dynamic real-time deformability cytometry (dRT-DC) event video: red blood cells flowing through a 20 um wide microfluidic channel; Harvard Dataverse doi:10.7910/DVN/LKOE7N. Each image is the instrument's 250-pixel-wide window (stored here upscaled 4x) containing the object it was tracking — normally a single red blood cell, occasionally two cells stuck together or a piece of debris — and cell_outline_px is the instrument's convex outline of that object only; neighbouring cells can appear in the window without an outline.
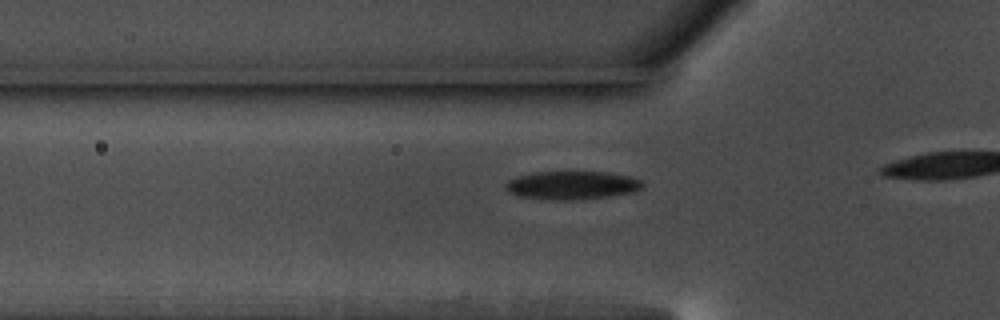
{"species": "common noctule bat (a hibernating species)", "species_latin": "Nyctalus noctula", "temperature_condition": "warm", "stored_images_in_passage": 17, "camera_frame_rate_fps": 3000, "um_per_image_px": 0.085, "animal": {"sex": "male", "body_mass_g": 17.5, "forearm_length_mm": 52.3}, "frame": {"image": 1, "passage_image": 11, "time_ms": 3.333, "image_size_px": [1000, 320], "cell_outline_px": [[644, 188], [636, 192], [608, 196], [572, 200], [548, 200], [516, 196], [508, 192], [504, 188], [504, 184], [508, 180], [516, 176], [532, 172], [608, 172], [628, 176], [640, 180], [644, 184]], "centroid_in_image_um": [48.57, 15.75], "position_along_channel_um": 77.2, "area_um2": 22.95}}
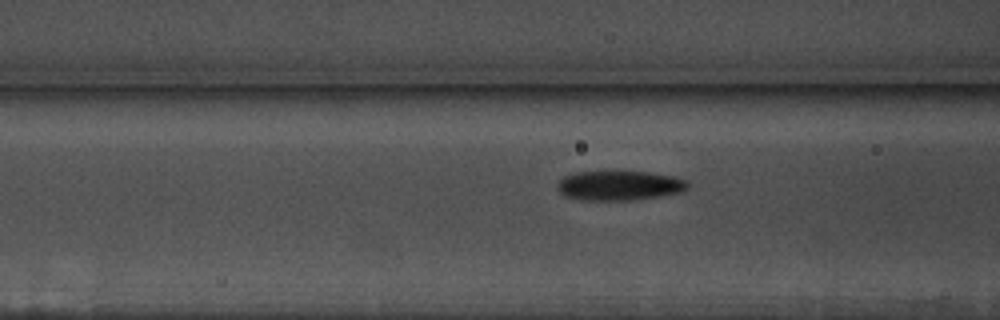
{"frame": {"image": 2, "passage_image": 14, "time_ms": 4.333, "image_size_px": [1000, 320], "cell_outline_px": [[688, 188], [680, 192], [660, 196], [636, 200], [580, 200], [564, 196], [556, 188], [556, 184], [564, 176], [576, 172], [648, 172], [676, 176], [688, 180]], "centroid_in_image_um": [52.65, 15.78], "position_along_channel_um": 114.0, "area_um2": 22.66}}